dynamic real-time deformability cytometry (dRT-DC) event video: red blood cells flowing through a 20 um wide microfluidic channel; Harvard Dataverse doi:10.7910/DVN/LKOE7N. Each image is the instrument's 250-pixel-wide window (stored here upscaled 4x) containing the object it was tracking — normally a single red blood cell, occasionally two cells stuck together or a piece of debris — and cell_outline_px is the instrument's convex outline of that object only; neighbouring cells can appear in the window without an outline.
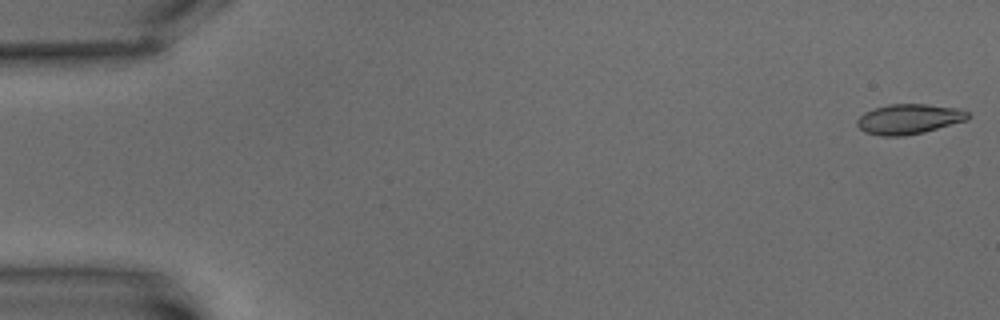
{"species": "common noctule bat (a hibernating species)", "species_latin": "Nyctalus noctula", "temperature_condition": "warm", "stored_images_in_passage": 11, "camera_frame_rate_fps": 3000, "um_per_image_px": 0.085, "animal": {"sex": "male", "body_mass_g": 15.6}, "frame": {"image": 1, "passage_image": 1, "time_ms": 0.0, "image_size_px": [1000, 320], "cell_outline_px": [[972, 116], [968, 120], [924, 132], [904, 136], [880, 136], [864, 132], [856, 124], [856, 120], [864, 112], [888, 104], [924, 104], [956, 108], [968, 112]], "centroid_in_image_um": [77.26, 10.13], "position_along_channel_um": 7.7, "area_um2": 19.48}}
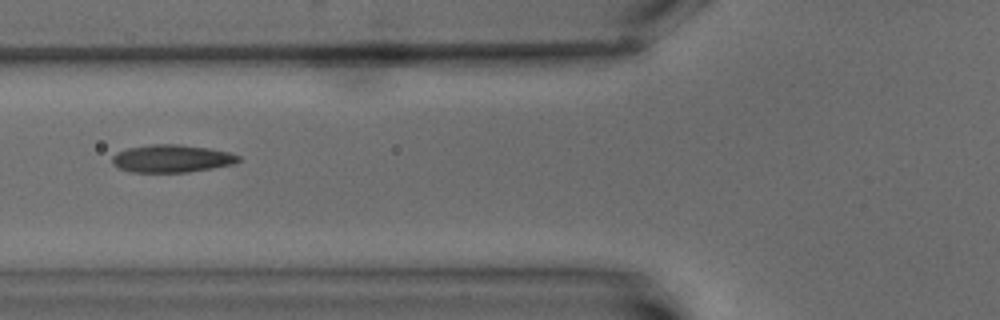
{"frame": {"image": 2, "passage_image": 7, "time_ms": 8.0, "image_size_px": [1000, 320], "cell_outline_px": [[240, 160], [232, 164], [212, 168], [188, 172], [132, 172], [120, 168], [112, 164], [112, 156], [116, 152], [128, 148], [152, 144], [180, 144], [208, 148], [228, 152], [240, 156]], "centroid_in_image_um": [14.57, 13.47], "position_along_channel_um": 111.2, "area_um2": 20.29}}
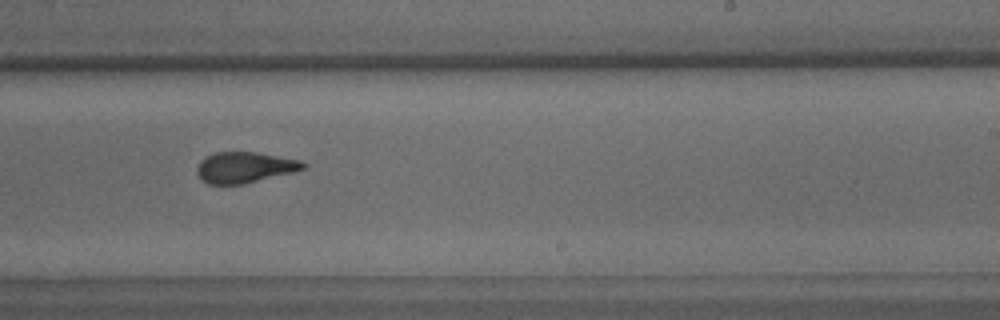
{"frame": {"image": 3, "passage_image": 11, "time_ms": 13.0, "image_size_px": [1000, 320], "cell_outline_px": [[308, 164], [304, 168], [292, 172], [244, 184], [208, 184], [200, 180], [196, 172], [196, 168], [200, 160], [216, 152], [256, 152], [300, 160]], "centroid_in_image_um": [20.76, 14.23], "position_along_channel_um": 268.2, "area_um2": 19.07}}